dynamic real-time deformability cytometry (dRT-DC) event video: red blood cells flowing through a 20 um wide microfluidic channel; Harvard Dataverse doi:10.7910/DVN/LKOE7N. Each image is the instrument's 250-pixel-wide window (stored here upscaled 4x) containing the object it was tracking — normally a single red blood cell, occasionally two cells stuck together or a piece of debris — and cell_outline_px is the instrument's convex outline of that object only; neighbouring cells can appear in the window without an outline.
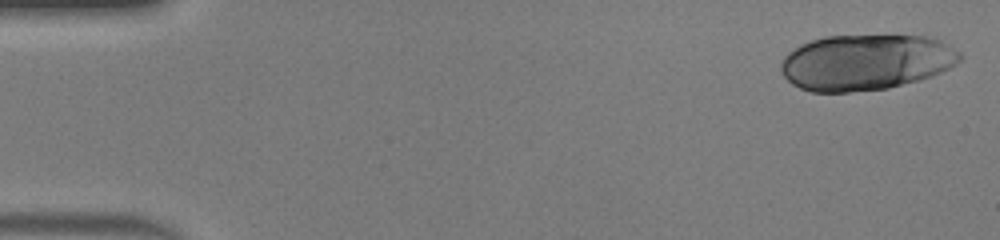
{"species": "human", "species_latin": "Homo sapiens", "temperature_condition": "warm", "stored_images_in_passage": 48, "camera_frame_rate_fps": 3000, "um_per_image_px": 0.085, "donor": {"sex": "male"}, "frame": {"image": 1, "passage_image": 1, "time_ms": 0.0, "image_size_px": [1000, 240], "cell_outline_px": [[964, 56], [956, 64], [932, 76], [920, 80], [888, 88], [848, 92], [812, 92], [800, 88], [792, 84], [780, 72], [780, 64], [784, 56], [788, 52], [800, 44], [824, 36], [924, 36], [940, 40], [948, 44], [960, 52]], "centroid_in_image_um": [73.58, 5.29], "position_along_channel_um": 11.4, "area_um2": 58.32}}
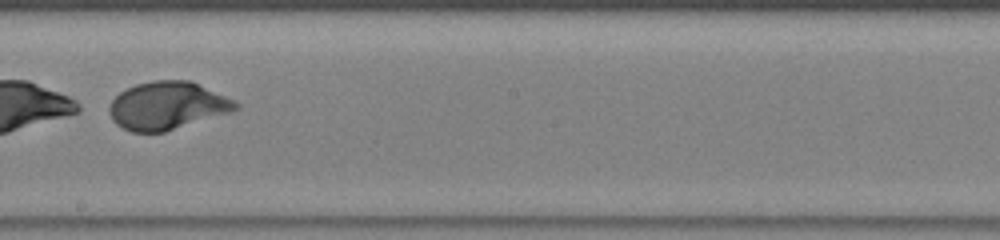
{"frame": {"image": 2, "passage_image": 28, "time_ms": 9.0, "image_size_px": [1000, 240], "cell_outline_px": [[240, 108], [232, 112], [164, 132], [132, 132], [116, 124], [112, 120], [108, 112], [108, 108], [112, 100], [120, 92], [136, 84], [152, 80], [192, 80], [240, 104]], "centroid_in_image_um": [14.21, 8.98], "position_along_channel_um": 234.0, "area_um2": 35.26}}
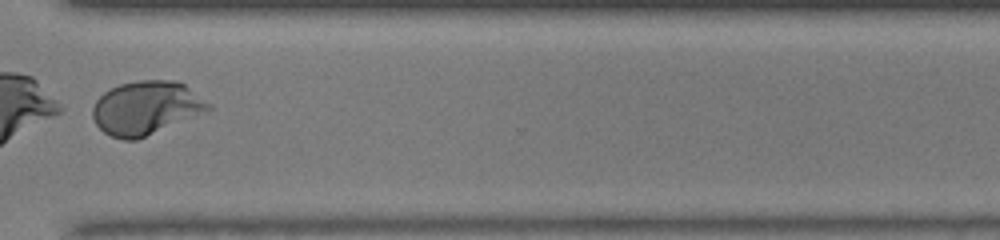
{"frame": {"image": 3, "passage_image": 37, "time_ms": 12.0, "image_size_px": [1000, 240], "cell_outline_px": [[212, 108], [208, 112], [136, 140], [124, 140], [112, 136], [104, 132], [96, 124], [92, 116], [92, 108], [96, 100], [104, 92], [120, 84], [136, 80], [176, 80], [184, 84], [212, 104]], "centroid_in_image_um": [12.45, 9.17], "position_along_channel_um": 358.2, "area_um2": 36.36}}